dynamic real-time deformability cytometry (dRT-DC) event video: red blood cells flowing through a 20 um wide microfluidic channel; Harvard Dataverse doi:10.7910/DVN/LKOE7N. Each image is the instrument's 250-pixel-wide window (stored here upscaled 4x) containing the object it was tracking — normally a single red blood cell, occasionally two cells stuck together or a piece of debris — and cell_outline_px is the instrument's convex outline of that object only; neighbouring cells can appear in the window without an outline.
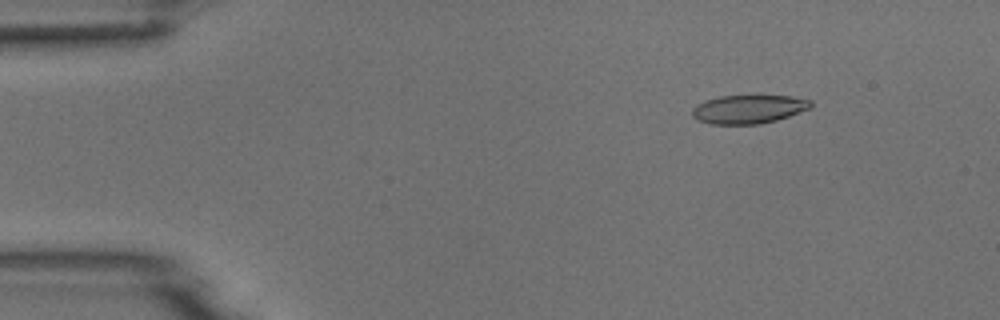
{"species": "common noctule bat (a hibernating species)", "species_latin": "Nyctalus noctula", "temperature_condition": "room temperature", "stored_images_in_passage": 39, "camera_frame_rate_fps": 3000, "um_per_image_px": 0.085, "animal": {"sex": "male", "body_mass_g": 18.8}, "frame": {"image": 1, "passage_image": 1, "time_ms": 0.0, "image_size_px": [1000, 320], "cell_outline_px": [[812, 108], [776, 120], [760, 124], [708, 124], [696, 120], [692, 116], [692, 108], [696, 104], [704, 100], [720, 96], [792, 96], [812, 100]], "centroid_in_image_um": [63.6, 9.28], "position_along_channel_um": 21.4, "area_um2": 19.94}}
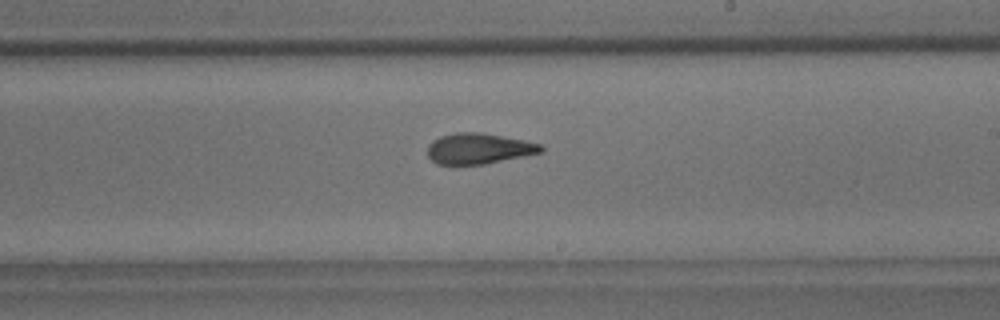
{"frame": {"image": 2, "passage_image": 25, "time_ms": 8.0, "image_size_px": [1000, 320], "cell_outline_px": [[544, 152], [484, 164], [456, 168], [452, 168], [436, 164], [428, 156], [428, 144], [432, 140], [440, 136], [456, 132], [480, 132], [524, 140], [540, 144], [544, 148]], "centroid_in_image_um": [40.62, 12.67], "position_along_channel_um": 248.4, "area_um2": 21.04}}
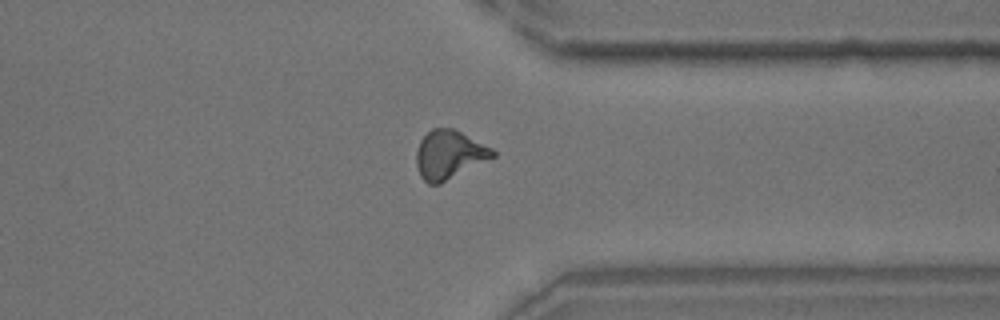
{"frame": {"image": 3, "passage_image": 35, "time_ms": 11.333, "image_size_px": [1000, 320], "cell_outline_px": [[496, 156], [440, 184], [428, 184], [420, 176], [416, 164], [416, 152], [420, 140], [432, 128], [452, 128], [492, 148], [496, 152]], "centroid_in_image_um": [38.16, 13.16], "position_along_channel_um": 373.2, "area_um2": 21.5}}